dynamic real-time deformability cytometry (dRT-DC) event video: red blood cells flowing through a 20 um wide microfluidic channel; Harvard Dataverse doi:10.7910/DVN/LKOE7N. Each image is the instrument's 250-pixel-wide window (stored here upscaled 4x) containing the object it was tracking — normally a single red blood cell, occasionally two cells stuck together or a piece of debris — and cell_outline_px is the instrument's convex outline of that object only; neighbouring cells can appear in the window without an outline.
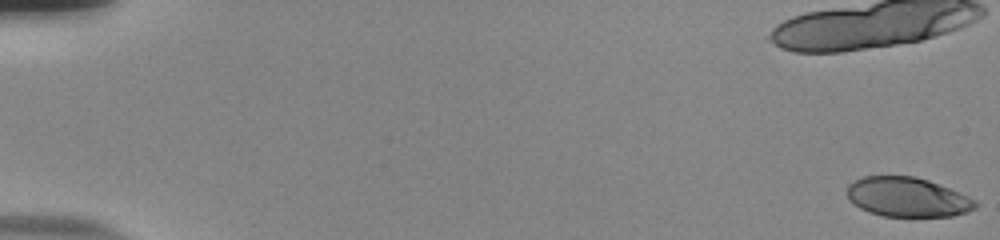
{"species": "human", "species_latin": "Homo sapiens", "temperature_condition": "room temperature", "stored_images_in_passage": 42, "camera_frame_rate_fps": 3000, "um_per_image_px": 0.085, "donor": {"sex": "male"}, "frame": {"image": 1, "passage_image": 1, "time_ms": 0.0, "image_size_px": [1000, 240], "cell_outline_px": [[976, 208], [968, 212], [952, 216], [884, 216], [868, 212], [860, 208], [848, 200], [848, 184], [864, 176], [916, 176], [928, 180], [960, 192], [976, 200]], "centroid_in_image_um": [77.14, 16.75], "position_along_channel_um": 7.9, "area_um2": 29.54}}
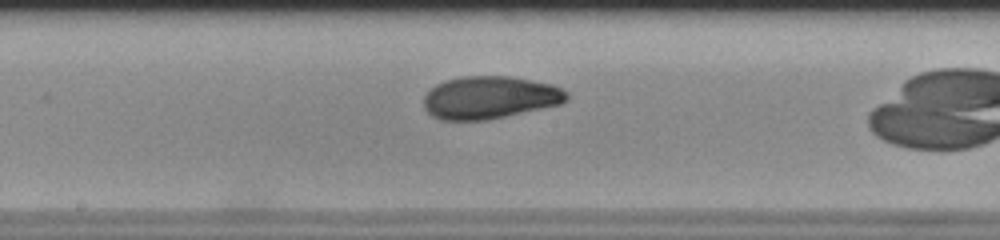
{"frame": {"image": 2, "passage_image": 28, "time_ms": 9.0, "image_size_px": [1000, 240], "cell_outline_px": [[568, 100], [560, 104], [504, 116], [484, 120], [440, 120], [432, 116], [424, 108], [424, 96], [436, 84], [444, 80], [460, 76], [508, 76], [552, 84], [568, 92]], "centroid_in_image_um": [41.6, 8.28], "position_along_channel_um": 206.6, "area_um2": 35.37}}
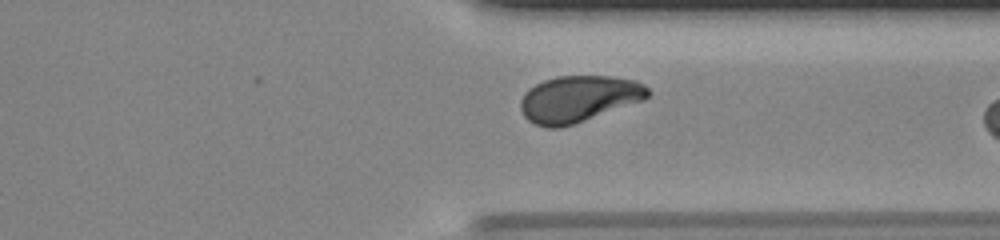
{"frame": {"image": 3, "passage_image": 40, "time_ms": 13.0, "image_size_px": [1000, 240], "cell_outline_px": [[652, 92], [644, 100], [560, 128], [548, 128], [536, 124], [528, 120], [524, 116], [520, 108], [520, 100], [524, 92], [528, 88], [544, 80], [556, 76], [612, 76], [636, 80], [644, 84]], "centroid_in_image_um": [49.18, 8.39], "position_along_channel_um": 362.2, "area_um2": 34.51}}